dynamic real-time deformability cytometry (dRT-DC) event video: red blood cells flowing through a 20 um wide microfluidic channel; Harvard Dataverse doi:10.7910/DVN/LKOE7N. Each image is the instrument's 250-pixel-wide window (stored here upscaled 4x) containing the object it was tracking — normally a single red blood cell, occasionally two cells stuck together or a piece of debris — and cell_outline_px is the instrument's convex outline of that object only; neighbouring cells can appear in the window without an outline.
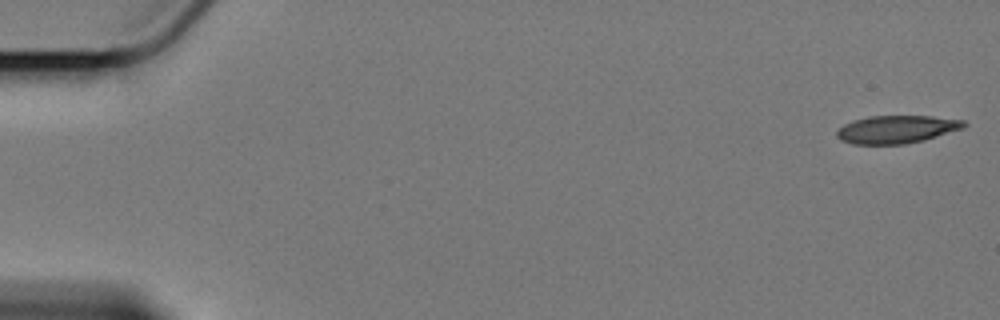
{"species": "Egyptian fruit bat (a non-hibernating species)", "species_latin": "Rousettus aegyptiacus", "temperature_condition": "cold", "stored_images_in_passage": 16, "camera_frame_rate_fps": 3000, "um_per_image_px": 0.085, "animal": {"sex": "female"}, "frame": {"image": 1, "passage_image": 1, "time_ms": 0.0, "image_size_px": [1000, 320], "cell_outline_px": [[968, 124], [964, 128], [924, 140], [904, 144], [852, 144], [840, 140], [836, 136], [836, 132], [844, 124], [852, 120], [868, 116], [932, 116], [964, 120]], "centroid_in_image_um": [76.21, 10.99], "position_along_channel_um": 8.8, "area_um2": 20.75}}
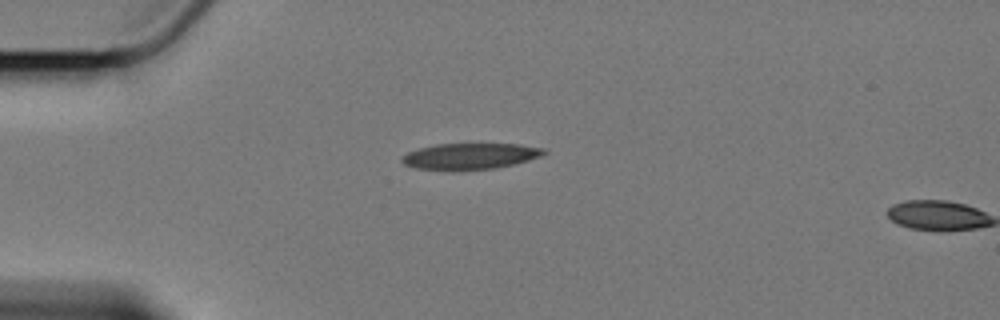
{"frame": {"image": 2, "passage_image": 15, "time_ms": 4.667, "image_size_px": [1000, 320], "cell_outline_px": [[548, 152], [540, 156], [516, 164], [496, 168], [452, 172], [448, 172], [416, 168], [404, 164], [400, 160], [400, 156], [408, 152], [420, 148], [436, 144], [516, 144], [544, 148]], "centroid_in_image_um": [39.91, 13.31], "position_along_channel_um": 45.1, "area_um2": 22.14}}